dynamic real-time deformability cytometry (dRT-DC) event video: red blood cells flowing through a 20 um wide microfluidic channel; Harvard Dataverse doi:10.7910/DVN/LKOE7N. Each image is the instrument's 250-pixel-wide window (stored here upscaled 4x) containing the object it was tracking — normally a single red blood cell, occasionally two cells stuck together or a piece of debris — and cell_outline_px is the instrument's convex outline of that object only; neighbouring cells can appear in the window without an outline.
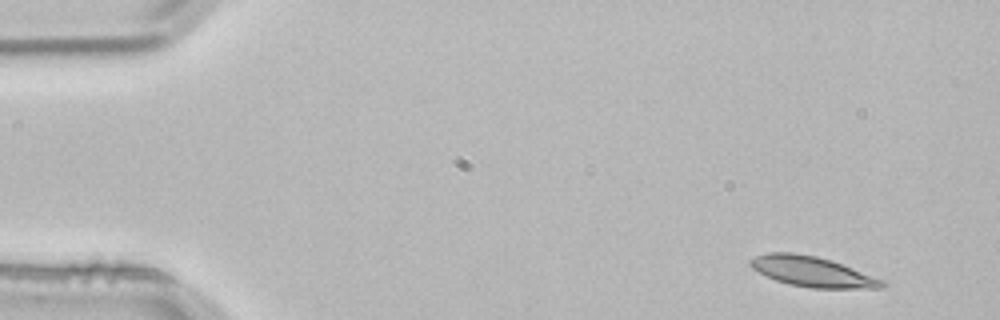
{"species": "common noctule bat (a hibernating species)", "species_latin": "Nyctalus noctula", "temperature_condition": "room temperature", "stored_images_in_passage": 3, "camera_frame_rate_fps": 3000, "um_per_image_px": 0.085, "animal": {"sex": "male", "body_mass_g": 21.5, "forearm_length_mm": 52.0}, "frame": {"image": 1, "passage_image": 1, "time_ms": 0.0, "image_size_px": [1000, 320], "cell_outline_px": [[888, 284], [884, 288], [812, 288], [788, 284], [776, 280], [752, 268], [748, 264], [748, 260], [756, 256], [768, 252], [792, 252], [816, 256], [832, 260], [884, 280]], "centroid_in_image_um": [69.06, 23.08], "position_along_channel_um": 15.9, "area_um2": 23.24}}
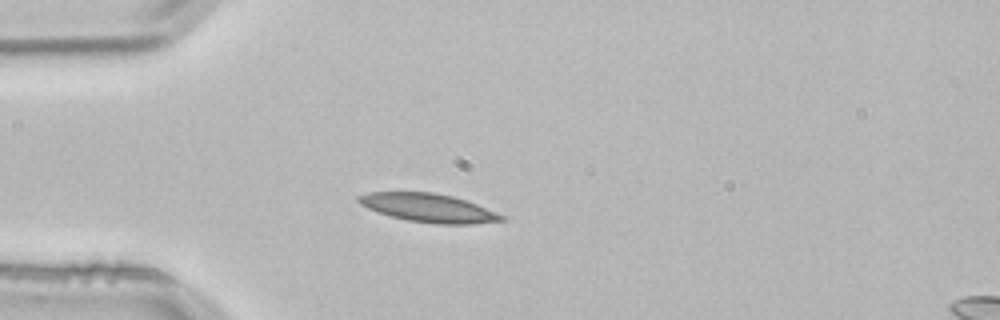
{"frame": {"image": 2, "passage_image": 3, "time_ms": 0.667, "image_size_px": [1000, 320], "cell_outline_px": [[508, 220], [472, 224], [436, 224], [408, 220], [376, 212], [360, 204], [356, 200], [356, 196], [368, 192], [432, 192], [452, 196], [476, 204], [504, 216]], "centroid_in_image_um": [36.39, 17.67], "position_along_channel_um": 48.6, "area_um2": 23.64}}